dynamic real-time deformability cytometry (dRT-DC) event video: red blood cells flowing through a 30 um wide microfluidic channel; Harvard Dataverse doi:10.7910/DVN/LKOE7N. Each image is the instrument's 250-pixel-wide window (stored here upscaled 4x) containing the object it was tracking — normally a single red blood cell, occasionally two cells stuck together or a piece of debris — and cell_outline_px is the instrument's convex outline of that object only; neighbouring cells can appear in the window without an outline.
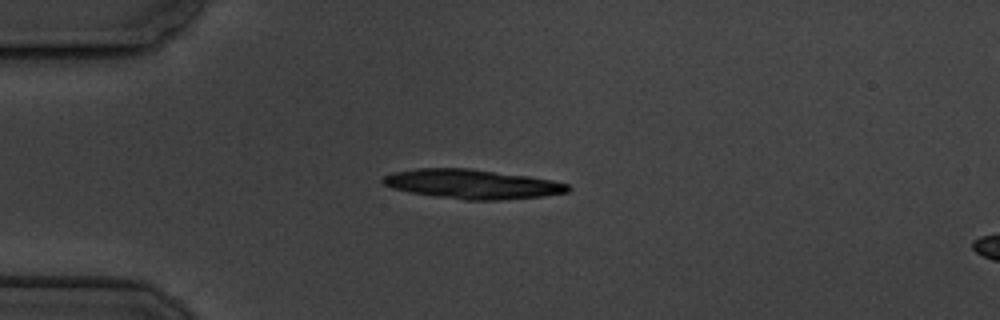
{"species": "common noctule bat (a hibernating species)", "species_latin": "Nyctalus noctula", "temperature_condition": "cold", "stored_images_in_passage": 6, "camera_frame_rate_fps": 3000, "um_per_image_px": 0.085, "animal": {"sex": "male", "body_mass_g": 19.5, "forearm_length_mm": 54.6}, "frame": {"image": 1, "passage_image": 3, "time_ms": 3.333, "image_size_px": [1000, 320], "cell_outline_px": [[572, 188], [568, 192], [544, 196], [500, 200], [464, 200], [408, 192], [392, 188], [384, 184], [380, 180], [384, 176], [392, 172], [416, 168], [468, 168], [528, 176], [552, 180], [568, 184]], "centroid_in_image_um": [40.12, 15.65], "position_along_channel_um": 44.9, "area_um2": 31.73}}